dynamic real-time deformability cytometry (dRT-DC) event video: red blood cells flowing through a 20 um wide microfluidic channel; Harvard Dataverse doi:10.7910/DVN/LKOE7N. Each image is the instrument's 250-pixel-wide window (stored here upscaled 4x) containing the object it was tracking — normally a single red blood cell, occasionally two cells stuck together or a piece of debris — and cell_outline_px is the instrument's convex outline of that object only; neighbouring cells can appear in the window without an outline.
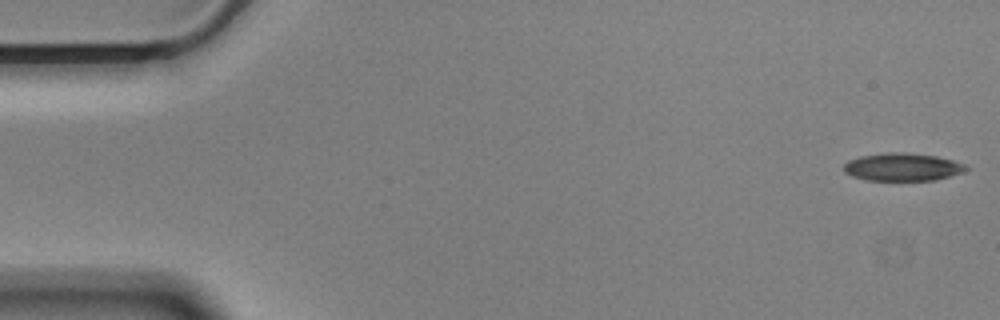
{"species": "Egyptian fruit bat (a non-hibernating species)", "species_latin": "Rousettus aegyptiacus", "temperature_condition": "cold", "stored_images_in_passage": 56, "camera_frame_rate_fps": 3000, "um_per_image_px": 0.085, "animal": {"sex": "male"}, "frame": {"image": 1, "passage_image": 1, "time_ms": 0.0, "image_size_px": [1000, 320], "cell_outline_px": [[968, 168], [960, 172], [936, 180], [864, 180], [852, 176], [844, 172], [844, 164], [848, 160], [860, 156], [888, 152], [904, 152], [936, 156], [952, 160], [964, 164]], "centroid_in_image_um": [76.65, 14.19], "position_along_channel_um": 8.3, "area_um2": 19.65}}
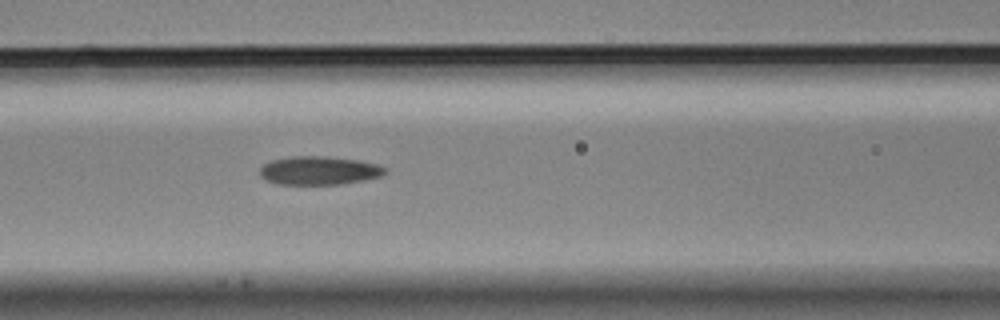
{"frame": {"image": 2, "passage_image": 23, "time_ms": 7.333, "image_size_px": [1000, 320], "cell_outline_px": [[388, 172], [380, 176], [364, 180], [340, 184], [276, 184], [264, 180], [260, 176], [260, 168], [264, 164], [272, 160], [292, 156], [324, 156], [360, 160], [376, 164], [388, 168]], "centroid_in_image_um": [27.12, 14.49], "position_along_channel_um": 139.5, "area_um2": 20.92}}
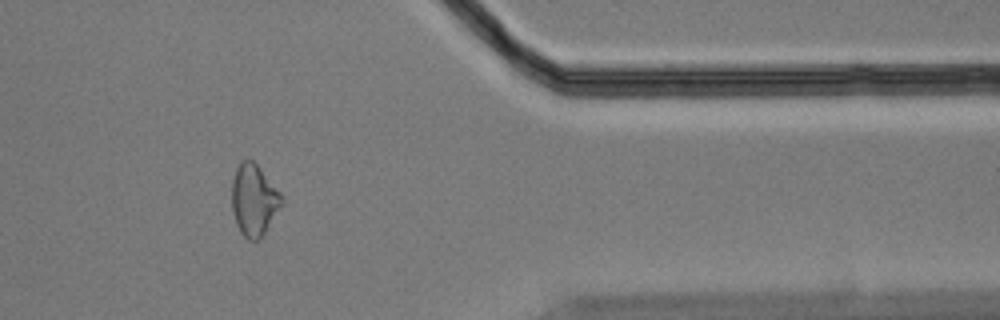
{"frame": {"image": 3, "passage_image": 46, "time_ms": 15.0, "image_size_px": [1000, 320], "cell_outline_px": [[284, 200], [264, 232], [256, 240], [248, 240], [240, 232], [236, 224], [232, 208], [232, 180], [236, 168], [240, 160], [252, 160], [260, 168], [280, 192]], "centroid_in_image_um": [21.56, 16.97], "position_along_channel_um": 389.8, "area_um2": 20.4}, "authors_computed_cell_mechanics": {"area_um2": 20.7791, "velocity_mm_per_s": 3.5372, "shape_relaxation_time_tau1_ms": 6.0439, "shape_relaxation_time_tau2_ms": 4.4453, "deformation_change_tau1": 0.154, "deformation_change_tau2": 0.1417}}